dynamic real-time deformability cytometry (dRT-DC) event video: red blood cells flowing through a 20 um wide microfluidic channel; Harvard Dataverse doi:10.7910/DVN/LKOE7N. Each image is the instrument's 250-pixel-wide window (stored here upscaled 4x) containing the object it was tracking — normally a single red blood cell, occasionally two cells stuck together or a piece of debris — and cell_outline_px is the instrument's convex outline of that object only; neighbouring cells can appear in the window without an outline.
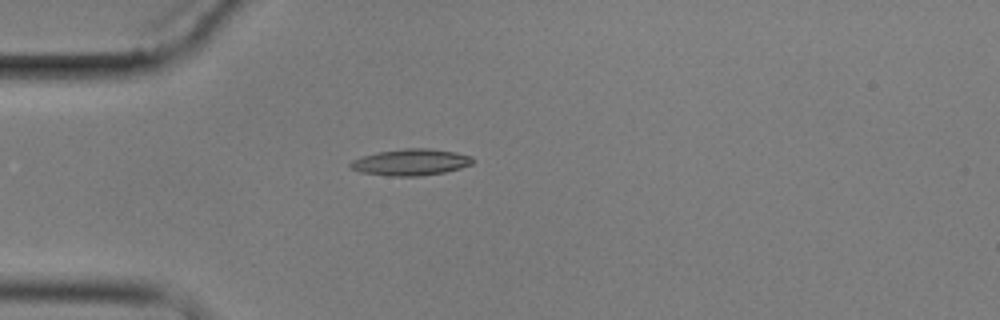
{"species": "common noctule bat (a hibernating species)", "species_latin": "Nyctalus noctula", "temperature_condition": "cold", "stored_images_in_passage": 5, "camera_frame_rate_fps": 3000, "um_per_image_px": 0.085, "animal": {"sex": "male", "body_mass_g": 17.9}, "frame": {"image": 1, "passage_image": 5, "time_ms": 4.333, "image_size_px": [1000, 320], "cell_outline_px": [[476, 160], [472, 164], [460, 168], [444, 172], [420, 176], [388, 176], [360, 172], [352, 168], [348, 164], [352, 160], [376, 152], [404, 148], [428, 148], [456, 152], [472, 156]], "centroid_in_image_um": [34.94, 13.78], "position_along_channel_um": 50.1, "area_um2": 18.96}}